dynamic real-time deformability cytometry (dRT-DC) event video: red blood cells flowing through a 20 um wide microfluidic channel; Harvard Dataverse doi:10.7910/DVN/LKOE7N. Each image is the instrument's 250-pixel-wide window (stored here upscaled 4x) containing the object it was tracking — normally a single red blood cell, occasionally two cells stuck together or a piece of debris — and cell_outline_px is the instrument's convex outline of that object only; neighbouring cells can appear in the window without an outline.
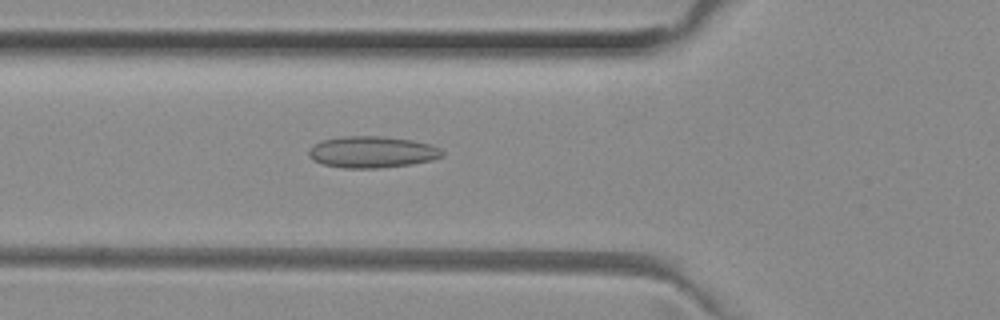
{"species": "common noctule bat (a hibernating species)", "species_latin": "Nyctalus noctula", "temperature_condition": "room temperature", "stored_images_in_passage": 33, "camera_frame_rate_fps": 3000, "um_per_image_px": 0.085, "animal": {"sex": "female", "body_mass_g": 29.2, "forearm_length_mm": 56.3}, "frame": {"image": 1, "passage_image": 11, "time_ms": 3.333, "image_size_px": [1000, 320], "cell_outline_px": [[444, 156], [432, 160], [412, 164], [380, 168], [344, 168], [324, 164], [312, 160], [308, 156], [308, 152], [312, 144], [324, 140], [344, 136], [384, 136], [412, 140], [432, 144], [440, 148], [444, 152]], "centroid_in_image_um": [31.65, 12.92], "position_along_channel_um": 94.2, "area_um2": 24.74}}
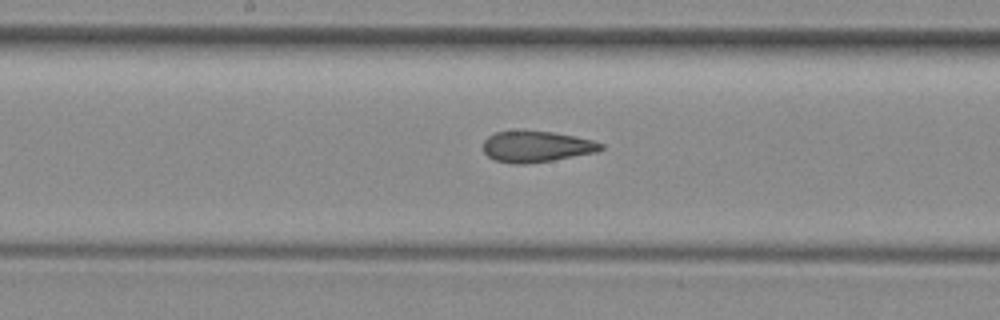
{"frame": {"image": 2, "passage_image": 19, "time_ms": 6.0, "image_size_px": [1000, 320], "cell_outline_px": [[604, 148], [596, 152], [552, 160], [524, 164], [512, 164], [496, 160], [488, 156], [484, 152], [484, 140], [488, 136], [496, 132], [552, 132], [576, 136], [592, 140], [604, 144]], "centroid_in_image_um": [45.62, 12.47], "position_along_channel_um": 202.6, "area_um2": 20.92}}
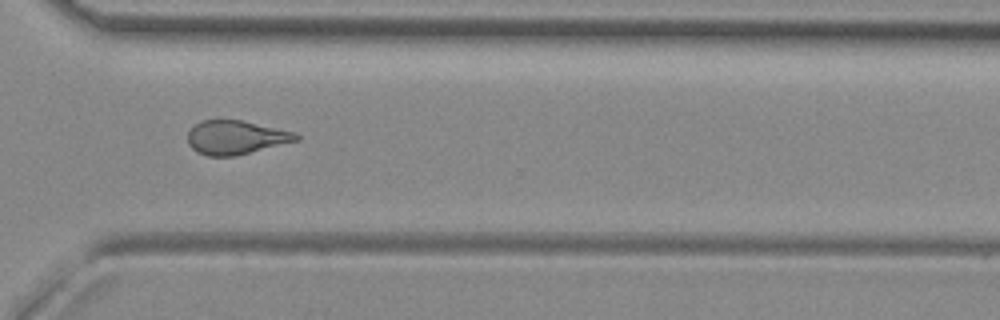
{"frame": {"image": 3, "passage_image": 30, "time_ms": 9.667, "image_size_px": [1000, 320], "cell_outline_px": [[300, 140], [236, 156], [208, 156], [196, 152], [188, 144], [188, 132], [200, 120], [240, 120], [296, 132], [300, 136]], "centroid_in_image_um": [20.06, 11.69], "position_along_channel_um": 350.5, "area_um2": 21.44}, "authors_computed_cell_mechanics": {"area_um2": 22.0796, "velocity_mm_per_s": 4.0375, "shape_relaxation_time_tau1_ms": null, "shape_relaxation_time_tau2_ms": 2.1425, "deformation_change_tau1": null, "deformation_change_tau2": 0.1002}}